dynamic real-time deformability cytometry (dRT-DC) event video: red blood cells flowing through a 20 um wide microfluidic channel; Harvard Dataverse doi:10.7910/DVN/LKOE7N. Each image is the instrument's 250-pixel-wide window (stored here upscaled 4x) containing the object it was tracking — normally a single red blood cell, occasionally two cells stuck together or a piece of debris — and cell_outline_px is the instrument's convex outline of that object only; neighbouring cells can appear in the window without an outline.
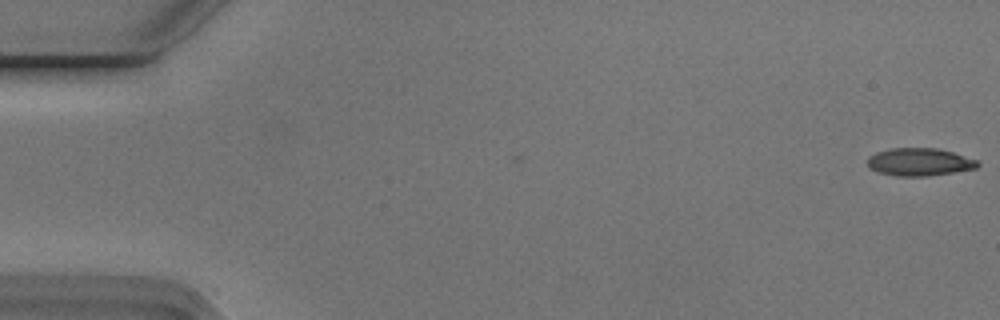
{"species": "Egyptian fruit bat (a non-hibernating species)", "species_latin": "Rousettus aegyptiacus", "temperature_condition": "cold", "stored_images_in_passage": 3, "camera_frame_rate_fps": 3000, "um_per_image_px": 0.085, "animal": {"sex": "male"}, "frame": {"image": 1, "passage_image": 3, "time_ms": 0.667, "image_size_px": [1000, 320], "cell_outline_px": [[980, 164], [976, 168], [928, 176], [896, 176], [880, 172], [868, 168], [868, 156], [876, 152], [888, 148], [936, 148], [952, 152], [976, 160]], "centroid_in_image_um": [78.11, 13.76], "position_along_channel_um": 6.9, "area_um2": 17.69}}